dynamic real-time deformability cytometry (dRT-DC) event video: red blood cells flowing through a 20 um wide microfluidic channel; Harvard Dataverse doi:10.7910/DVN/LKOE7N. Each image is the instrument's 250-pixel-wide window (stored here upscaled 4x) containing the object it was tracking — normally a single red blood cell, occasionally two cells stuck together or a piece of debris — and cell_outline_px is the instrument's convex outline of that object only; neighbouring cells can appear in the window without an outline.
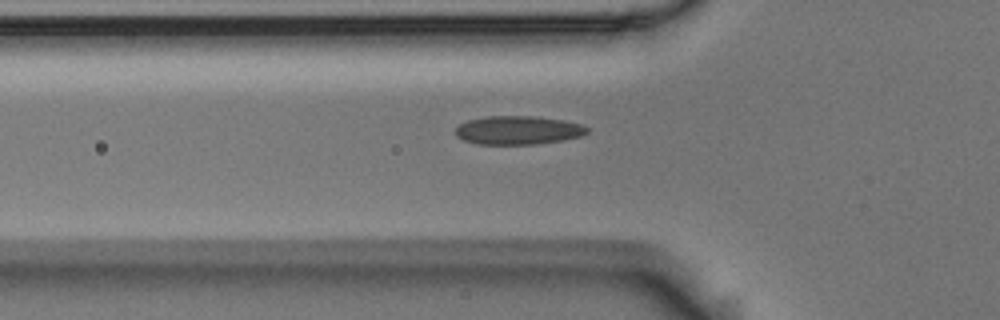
{"species": "Egyptian fruit bat (a non-hibernating species)", "species_latin": "Rousettus aegyptiacus", "temperature_condition": "room temperature", "stored_images_in_passage": 4, "camera_frame_rate_fps": 3000, "um_per_image_px": 0.085, "animal": {"sex": "male"}, "frame": {"image": 1, "passage_image": 4, "time_ms": 1.0, "image_size_px": [1000, 320], "cell_outline_px": [[588, 132], [580, 136], [560, 140], [536, 144], [476, 144], [464, 140], [456, 136], [456, 128], [460, 124], [468, 120], [488, 116], [532, 116], [564, 120], [580, 124], [588, 128]], "centroid_in_image_um": [44.01, 11.06], "position_along_channel_um": 81.8, "area_um2": 21.73}}